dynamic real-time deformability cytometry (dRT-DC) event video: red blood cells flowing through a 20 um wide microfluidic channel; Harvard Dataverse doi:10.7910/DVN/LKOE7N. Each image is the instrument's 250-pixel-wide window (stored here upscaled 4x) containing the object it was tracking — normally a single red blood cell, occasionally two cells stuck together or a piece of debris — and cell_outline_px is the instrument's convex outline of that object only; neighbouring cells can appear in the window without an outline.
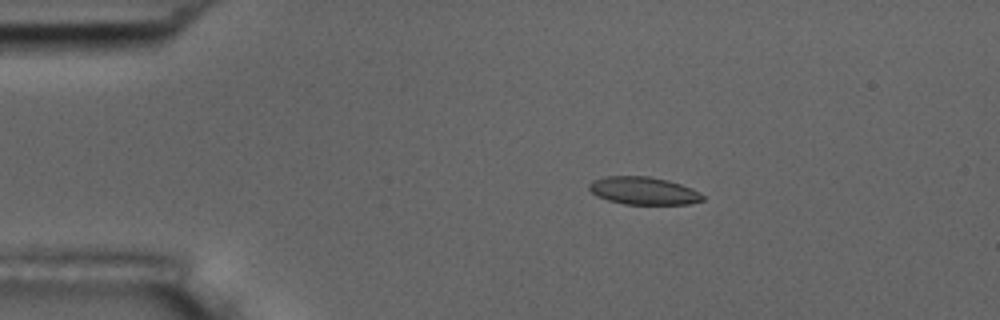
{"species": "common noctule bat (a hibernating species)", "species_latin": "Nyctalus noctula", "temperature_condition": "room temperature", "stored_images_in_passage": 8, "camera_frame_rate_fps": 3000, "um_per_image_px": 0.085, "animal": {"sex": "male", "body_mass_g": 17.5, "forearm_length_mm": 52.3}, "frame": {"image": 1, "passage_image": 4, "time_ms": 3.333, "image_size_px": [1000, 320], "cell_outline_px": [[704, 200], [688, 204], [624, 204], [608, 200], [596, 196], [588, 188], [588, 184], [592, 180], [604, 176], [648, 176], [668, 180], [692, 188], [704, 196]], "centroid_in_image_um": [54.67, 16.21], "position_along_channel_um": 30.3, "area_um2": 18.38}}
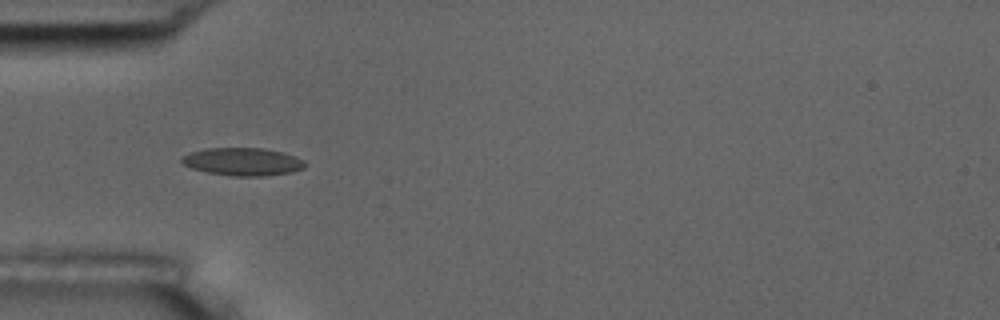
{"frame": {"image": 2, "passage_image": 6, "time_ms": 5.667, "image_size_px": [1000, 320], "cell_outline_px": [[308, 164], [304, 168], [292, 172], [264, 176], [232, 176], [208, 172], [192, 168], [184, 164], [180, 160], [188, 152], [208, 148], [264, 148], [284, 152], [296, 156], [304, 160]], "centroid_in_image_um": [20.69, 13.74], "position_along_channel_um": 64.3, "area_um2": 20.11}}